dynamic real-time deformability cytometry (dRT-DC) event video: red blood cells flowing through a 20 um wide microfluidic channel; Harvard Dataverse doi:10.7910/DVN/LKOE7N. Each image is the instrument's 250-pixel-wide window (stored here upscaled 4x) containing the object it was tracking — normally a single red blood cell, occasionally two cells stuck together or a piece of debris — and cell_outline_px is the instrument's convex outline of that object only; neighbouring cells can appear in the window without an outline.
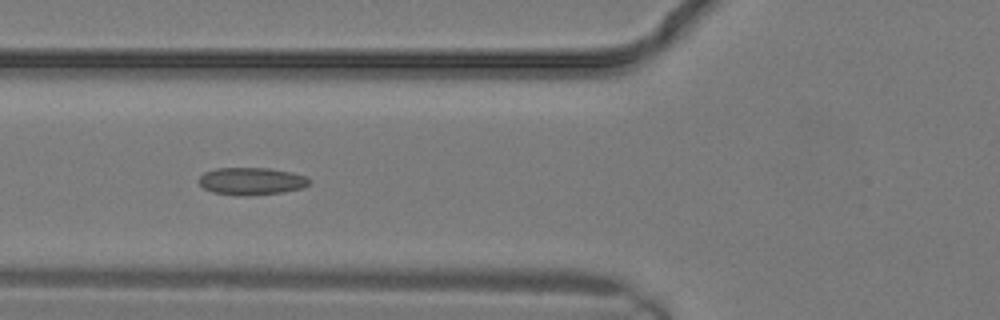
{"species": "common noctule bat (a hibernating species)", "species_latin": "Nyctalus noctula", "temperature_condition": "warm", "stored_images_in_passage": 13, "camera_frame_rate_fps": 3000, "um_per_image_px": 0.085, "animal": {"sex": "male", "body_mass_g": 19.2, "forearm_length_mm": 51.8}, "frame": {"image": 1, "passage_image": 10, "time_ms": 3.0, "image_size_px": [1000, 320], "cell_outline_px": [[312, 184], [304, 188], [284, 192], [248, 196], [240, 196], [212, 192], [204, 188], [196, 180], [204, 172], [216, 168], [268, 168], [292, 172], [304, 176], [312, 180]], "centroid_in_image_um": [21.4, 15.41], "position_along_channel_um": 104.4, "area_um2": 17.98}}
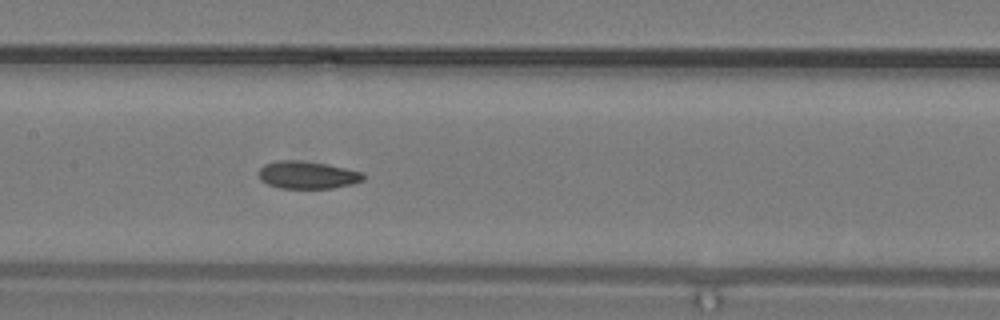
{"frame": {"image": 2, "passage_image": 13, "time_ms": 4.0, "image_size_px": [1000, 320], "cell_outline_px": [[364, 180], [352, 184], [332, 188], [280, 188], [268, 184], [260, 180], [260, 168], [264, 164], [276, 160], [296, 160], [328, 164], [364, 172]], "centroid_in_image_um": [26.15, 14.86], "position_along_channel_um": 181.3, "area_um2": 16.82}}